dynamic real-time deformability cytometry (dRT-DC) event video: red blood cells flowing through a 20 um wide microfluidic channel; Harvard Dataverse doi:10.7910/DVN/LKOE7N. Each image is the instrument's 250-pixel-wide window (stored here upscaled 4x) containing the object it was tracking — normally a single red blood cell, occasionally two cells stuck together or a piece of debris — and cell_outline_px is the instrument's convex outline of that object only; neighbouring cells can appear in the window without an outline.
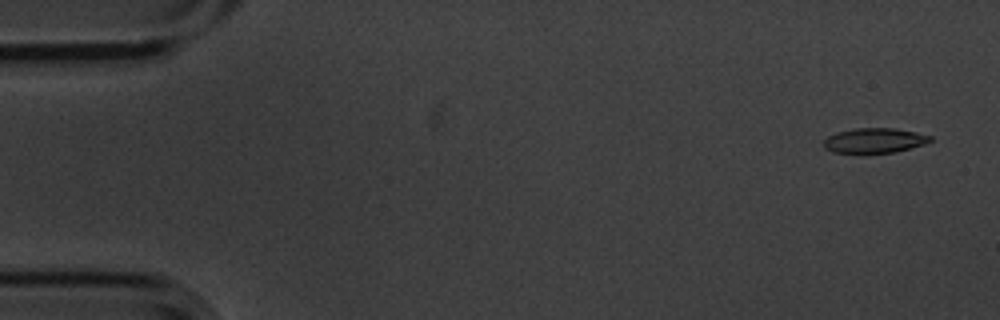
{"species": "common noctule bat (a hibernating species)", "species_latin": "Nyctalus noctula", "temperature_condition": "cold", "stored_images_in_passage": 4, "camera_frame_rate_fps": 3000, "um_per_image_px": 0.085, "animal": {"sex": "male", "body_mass_g": 20.1, "forearm_length_mm": 53.5}, "frame": {"image": 1, "passage_image": 1, "time_ms": 0.0, "image_size_px": [1000, 320], "cell_outline_px": [[932, 140], [924, 144], [896, 152], [864, 156], [832, 152], [824, 148], [824, 140], [828, 136], [836, 132], [856, 128], [896, 128], [916, 132], [932, 136]], "centroid_in_image_um": [74.28, 11.99], "position_along_channel_um": 10.7, "area_um2": 16.24}}
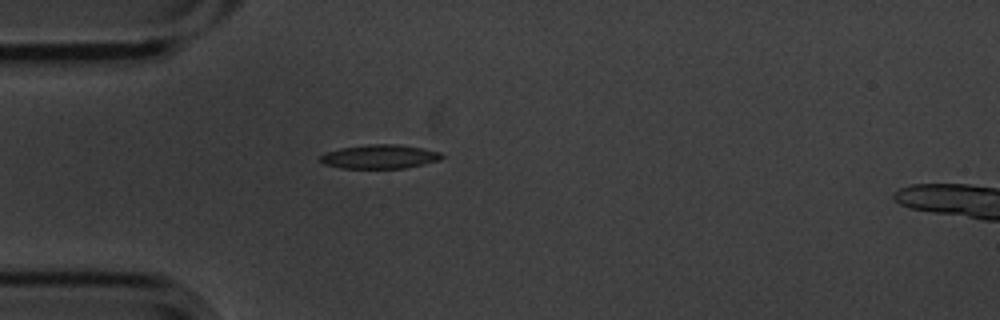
{"frame": {"image": 2, "passage_image": 4, "time_ms": 1.0, "image_size_px": [1000, 320], "cell_outline_px": [[444, 156], [440, 160], [424, 164], [404, 168], [340, 168], [324, 164], [320, 160], [320, 156], [324, 152], [340, 148], [368, 144], [396, 144], [424, 148], [440, 152]], "centroid_in_image_um": [32.27, 13.31], "position_along_channel_um": 52.7, "area_um2": 17.05}}